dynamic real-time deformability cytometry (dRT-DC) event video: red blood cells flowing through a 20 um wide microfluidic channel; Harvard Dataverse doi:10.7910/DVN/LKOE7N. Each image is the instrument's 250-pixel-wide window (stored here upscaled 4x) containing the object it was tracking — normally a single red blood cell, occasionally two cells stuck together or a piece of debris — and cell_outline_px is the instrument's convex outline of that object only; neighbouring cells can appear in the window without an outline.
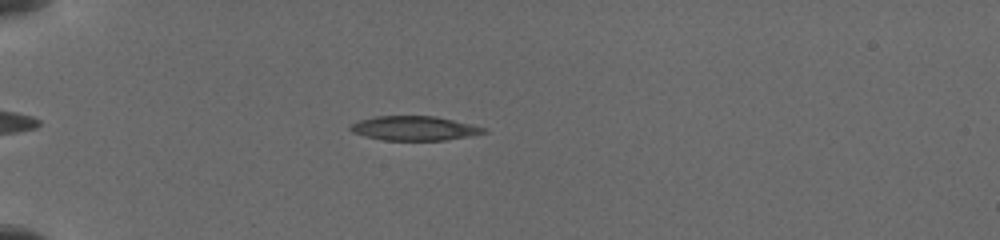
{"species": "common noctule bat (a hibernating species)", "species_latin": "Nyctalus noctula", "temperature_condition": "cold", "stored_images_in_passage": 34, "camera_frame_rate_fps": 3000, "um_per_image_px": 0.085, "animal": {"sex": "female", "body_mass_g": 19.5, "forearm_length_mm": 54.1}, "frame": {"image": 1, "passage_image": 19, "time_ms": 3.333, "image_size_px": [1000, 240], "cell_outline_px": [[488, 132], [472, 136], [444, 140], [384, 140], [364, 136], [352, 132], [348, 128], [352, 124], [360, 120], [376, 116], [436, 116], [472, 124], [488, 128]], "centroid_in_image_um": [35.27, 10.9], "position_along_channel_um": 49.7, "area_um2": 19.02}}
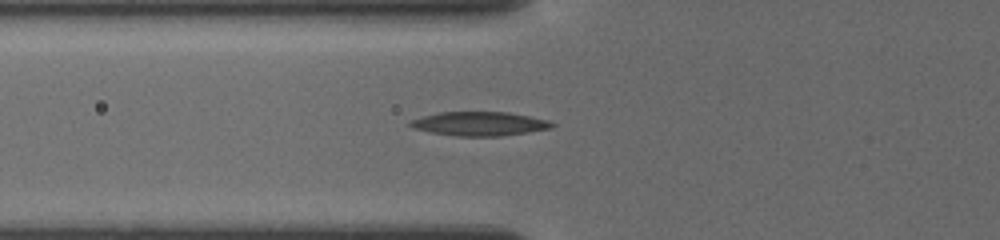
{"frame": {"image": 2, "passage_image": 28, "time_ms": 5.0, "image_size_px": [1000, 240], "cell_outline_px": [[556, 124], [552, 128], [500, 136], [460, 136], [432, 132], [416, 128], [408, 124], [408, 120], [440, 112], [508, 112], [548, 120]], "centroid_in_image_um": [40.77, 10.51], "position_along_channel_um": 85.0, "area_um2": 19.54}}
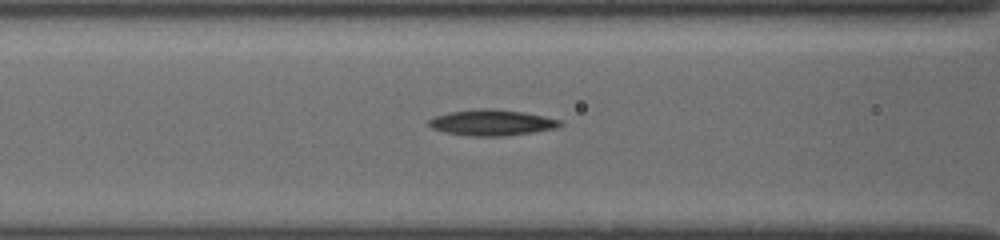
{"frame": {"image": 3, "passage_image": 33, "time_ms": 6.0, "image_size_px": [1000, 240], "cell_outline_px": [[564, 124], [556, 128], [532, 132], [504, 136], [468, 136], [444, 132], [432, 128], [428, 124], [428, 120], [436, 116], [448, 112], [476, 108], [492, 108], [524, 112], [544, 116], [560, 120]], "centroid_in_image_um": [41.79, 10.41], "position_along_channel_um": 124.8, "area_um2": 19.94}}